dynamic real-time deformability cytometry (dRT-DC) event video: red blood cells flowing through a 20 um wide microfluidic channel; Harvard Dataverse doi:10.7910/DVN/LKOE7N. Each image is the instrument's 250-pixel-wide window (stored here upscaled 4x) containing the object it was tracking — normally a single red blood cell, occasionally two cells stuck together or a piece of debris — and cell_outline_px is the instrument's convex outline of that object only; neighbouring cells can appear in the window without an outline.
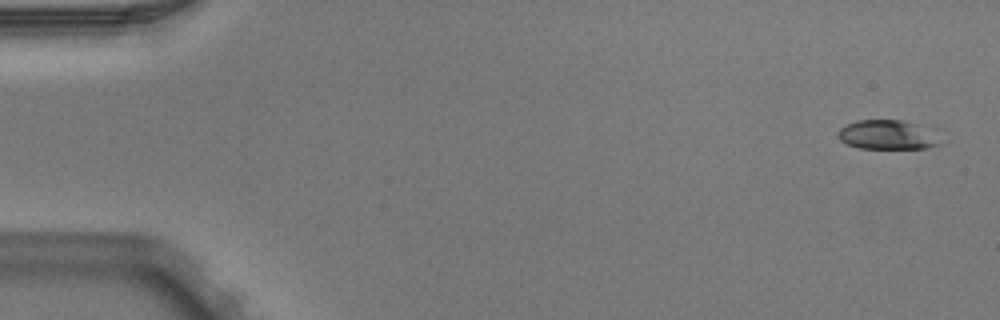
{"species": "Egyptian fruit bat (a non-hibernating species)", "species_latin": "Rousettus aegyptiacus", "temperature_condition": "warm", "stored_images_in_passage": 5, "camera_frame_rate_fps": 3000, "um_per_image_px": 0.085, "animal": {"sex": "male"}, "frame": {"image": 1, "passage_image": 1, "time_ms": 0.0, "image_size_px": [1000, 320], "cell_outline_px": [[940, 144], [928, 148], [860, 148], [848, 144], [840, 140], [836, 136], [836, 132], [840, 128], [856, 120], [904, 120], [916, 124]], "centroid_in_image_um": [75.25, 11.46], "position_along_channel_um": 9.8, "area_um2": 16.7}}
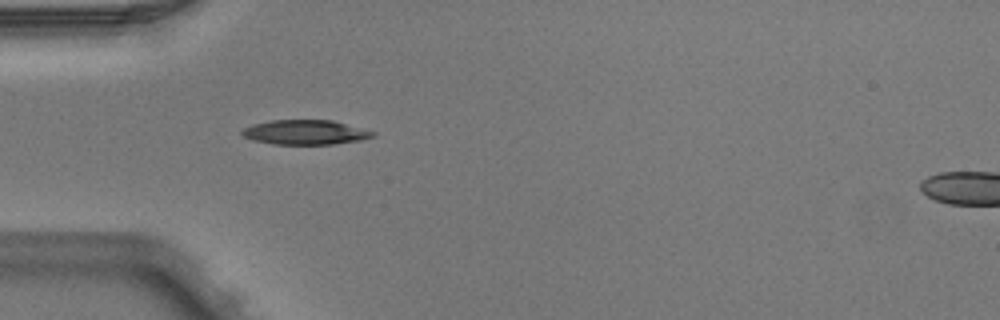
{"frame": {"image": 2, "passage_image": 5, "time_ms": 1.333, "image_size_px": [1000, 320], "cell_outline_px": [[376, 136], [360, 140], [332, 144], [272, 144], [252, 140], [244, 136], [240, 132], [244, 128], [252, 124], [272, 120], [332, 120], [376, 132]], "centroid_in_image_um": [25.94, 11.24], "position_along_channel_um": 59.1, "area_um2": 18.73}}